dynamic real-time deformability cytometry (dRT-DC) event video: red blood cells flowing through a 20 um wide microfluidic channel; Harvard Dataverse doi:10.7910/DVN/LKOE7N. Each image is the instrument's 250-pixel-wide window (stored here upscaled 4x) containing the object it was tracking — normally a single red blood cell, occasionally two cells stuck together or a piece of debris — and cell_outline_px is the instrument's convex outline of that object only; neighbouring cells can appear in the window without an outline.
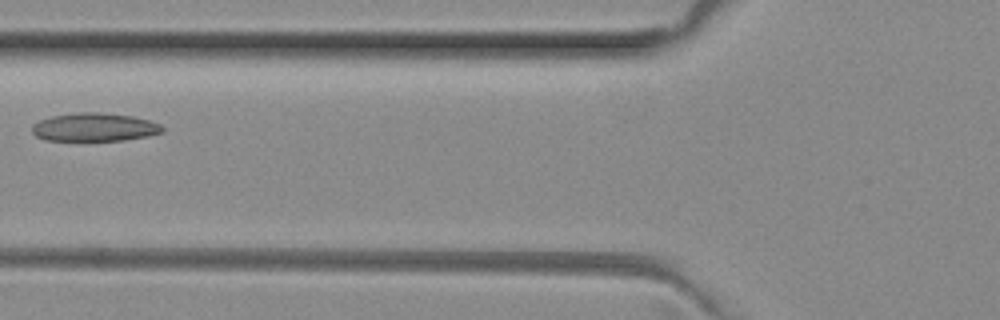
{"species": "common noctule bat (a hibernating species)", "species_latin": "Nyctalus noctula", "temperature_condition": "room temperature", "stored_images_in_passage": 2, "camera_frame_rate_fps": 3000, "um_per_image_px": 0.085, "animal": {"sex": "female", "body_mass_g": 29.2, "forearm_length_mm": 56.3}, "frame": {"image": 1, "passage_image": 2, "time_ms": 0.333, "image_size_px": [1000, 320], "cell_outline_px": [[164, 132], [148, 136], [124, 140], [44, 140], [36, 136], [32, 132], [32, 124], [40, 120], [52, 116], [76, 112], [100, 112], [132, 116], [148, 120], [160, 124], [164, 128]], "centroid_in_image_um": [8.03, 10.8], "position_along_channel_um": 117.8, "area_um2": 21.5}}